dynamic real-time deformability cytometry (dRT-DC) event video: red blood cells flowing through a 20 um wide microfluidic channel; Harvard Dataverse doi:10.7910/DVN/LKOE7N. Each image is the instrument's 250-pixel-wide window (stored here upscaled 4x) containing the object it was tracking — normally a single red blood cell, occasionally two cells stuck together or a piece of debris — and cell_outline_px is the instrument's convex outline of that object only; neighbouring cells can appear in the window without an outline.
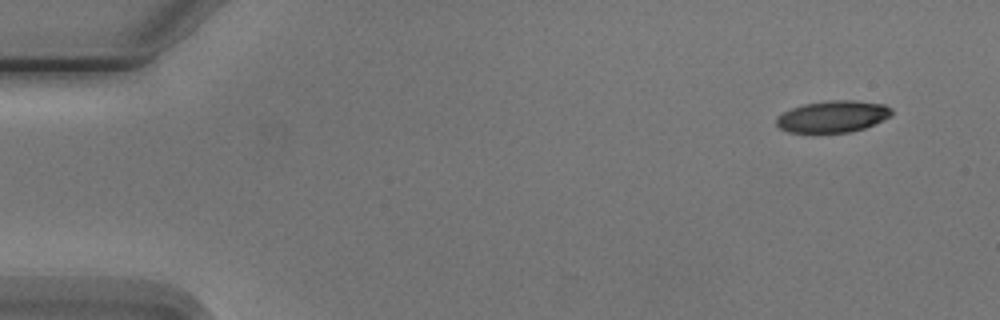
{"species": "Egyptian fruit bat (a non-hibernating species)", "species_latin": "Rousettus aegyptiacus", "temperature_condition": "cold", "stored_images_in_passage": 5, "camera_frame_rate_fps": 3000, "um_per_image_px": 0.085, "animal": {"sex": "male"}, "frame": {"image": 1, "passage_image": 1, "time_ms": 0.0, "image_size_px": [1000, 320], "cell_outline_px": [[892, 116], [864, 128], [852, 132], [788, 132], [780, 128], [776, 124], [776, 116], [792, 108], [804, 104], [828, 100], [852, 100], [884, 104], [892, 108]], "centroid_in_image_um": [70.8, 9.9], "position_along_channel_um": 14.2, "area_um2": 21.27}}
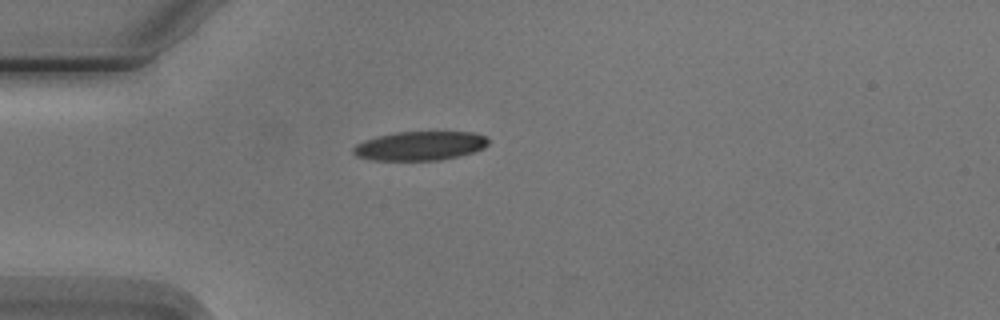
{"frame": {"image": 2, "passage_image": 4, "time_ms": 3.667, "image_size_px": [1000, 320], "cell_outline_px": [[488, 144], [484, 148], [460, 156], [440, 160], [372, 160], [356, 156], [352, 152], [352, 148], [356, 144], [364, 140], [396, 132], [476, 132], [484, 136], [488, 140]], "centroid_in_image_um": [35.7, 12.4], "position_along_channel_um": 49.3, "area_um2": 22.83}}